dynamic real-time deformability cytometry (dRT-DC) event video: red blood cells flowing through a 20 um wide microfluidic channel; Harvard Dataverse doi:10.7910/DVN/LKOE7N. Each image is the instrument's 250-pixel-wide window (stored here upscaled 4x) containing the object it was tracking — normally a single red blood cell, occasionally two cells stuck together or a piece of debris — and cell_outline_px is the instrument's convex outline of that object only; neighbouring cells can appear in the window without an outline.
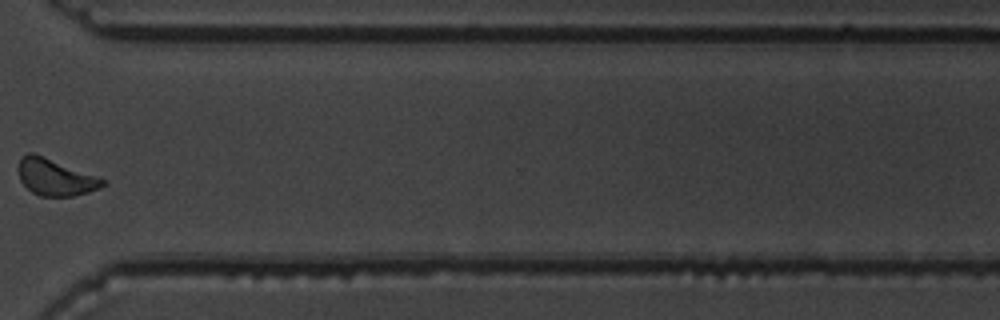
{"species": "common noctule bat (a hibernating species)", "species_latin": "Nyctalus noctula", "temperature_condition": "warm", "stored_images_in_passage": 15, "camera_frame_rate_fps": 3000, "um_per_image_px": 0.085, "animal": {"sex": "male", "body_mass_g": 19.5, "forearm_length_mm": 54.6}, "frame": {"image": 1, "passage_image": 11, "time_ms": 13.667, "image_size_px": [1000, 320], "cell_outline_px": [[108, 184], [100, 188], [88, 192], [72, 196], [40, 196], [32, 192], [20, 180], [16, 168], [20, 160], [28, 152], [32, 152], [108, 180]], "centroid_in_image_um": [4.72, 15.07], "position_along_channel_um": 365.9, "area_um2": 18.03}, "authors_computed_cell_mechanics": {"area_um2": 18.6116, "velocity_mm_per_s": 3.3582, "shape_relaxation_time_tau1_ms": 2.4443, "shape_relaxation_time_tau2_ms": 1.7633, "deformation_change_tau1": 0.084, "deformation_change_tau2": 0.0622}}